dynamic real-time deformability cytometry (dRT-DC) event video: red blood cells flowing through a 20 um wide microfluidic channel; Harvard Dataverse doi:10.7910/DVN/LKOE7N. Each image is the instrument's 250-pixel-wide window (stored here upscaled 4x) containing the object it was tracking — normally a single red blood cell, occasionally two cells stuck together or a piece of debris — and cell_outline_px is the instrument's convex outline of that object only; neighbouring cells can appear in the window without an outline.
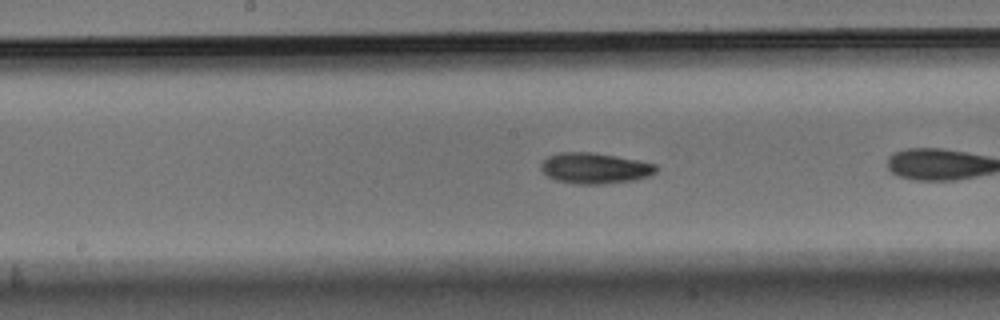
{"species": "Egyptian fruit bat (a non-hibernating species)", "species_latin": "Rousettus aegyptiacus", "temperature_condition": "warm", "stored_images_in_passage": 21, "camera_frame_rate_fps": 3000, "um_per_image_px": 0.085, "animal": {"sex": "male"}, "frame": {"image": 1, "passage_image": 12, "time_ms": 3.667, "image_size_px": [1000, 320], "cell_outline_px": [[660, 168], [656, 172], [648, 176], [632, 180], [604, 184], [576, 184], [556, 180], [548, 176], [540, 168], [540, 164], [548, 156], [560, 152], [592, 152], [616, 156], [656, 164]], "centroid_in_image_um": [50.56, 14.29], "position_along_channel_um": 197.6, "area_um2": 20.63}}